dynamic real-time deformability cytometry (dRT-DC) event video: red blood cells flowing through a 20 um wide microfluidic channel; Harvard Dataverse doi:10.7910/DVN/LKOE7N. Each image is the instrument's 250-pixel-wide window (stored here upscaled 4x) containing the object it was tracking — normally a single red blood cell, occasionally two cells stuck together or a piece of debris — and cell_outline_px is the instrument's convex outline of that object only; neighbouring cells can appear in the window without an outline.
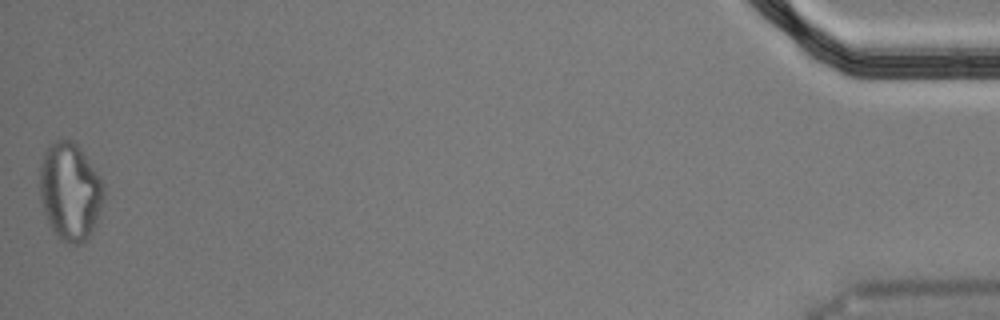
{"species": "Egyptian fruit bat (a non-hibernating species)", "species_latin": "Rousettus aegyptiacus", "temperature_condition": "cold", "stored_images_in_passage": 44, "segment_of_instrument_passage": [2, 2], "camera_frame_rate_fps": 3000, "um_per_image_px": 0.085, "animal": {"sex": "male"}, "frame": {"image": 1, "passage_image": 44, "time_ms": 14.333, "image_size_px": [1000, 320], "cell_outline_px": [[104, 200], [100, 212], [92, 232], [80, 244], [72, 244], [60, 240], [56, 236], [48, 224], [40, 200], [40, 164], [44, 152], [48, 144], [56, 140], [72, 140], [80, 148], [100, 176], [104, 188]], "centroid_in_image_um": [5.94, 16.28], "position_along_channel_um": 429.3, "area_um2": 36.7}}